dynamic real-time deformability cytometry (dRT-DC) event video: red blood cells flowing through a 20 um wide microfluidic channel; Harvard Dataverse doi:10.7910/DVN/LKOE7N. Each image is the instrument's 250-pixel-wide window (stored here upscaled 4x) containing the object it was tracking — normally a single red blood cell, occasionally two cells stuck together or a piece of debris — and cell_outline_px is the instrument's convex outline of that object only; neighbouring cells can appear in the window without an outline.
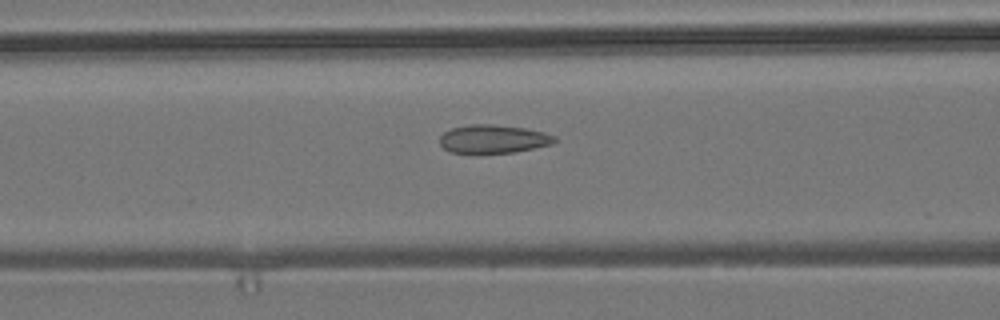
{"species": "common noctule bat (a hibernating species)", "species_latin": "Nyctalus noctula", "temperature_condition": "room temperature", "stored_images_in_passage": 22, "camera_frame_rate_fps": 3000, "um_per_image_px": 0.085, "animal": {"sex": "male", "body_mass_g": 19.2, "forearm_length_mm": 51.8}, "frame": {"image": 1, "passage_image": 13, "time_ms": 4.0, "image_size_px": [1000, 320], "cell_outline_px": [[560, 140], [552, 144], [516, 152], [472, 156], [448, 152], [440, 144], [440, 136], [444, 132], [452, 128], [472, 124], [492, 124], [524, 128], [544, 132], [556, 136]], "centroid_in_image_um": [41.91, 11.86], "position_along_channel_um": 124.7, "area_um2": 19.88}}
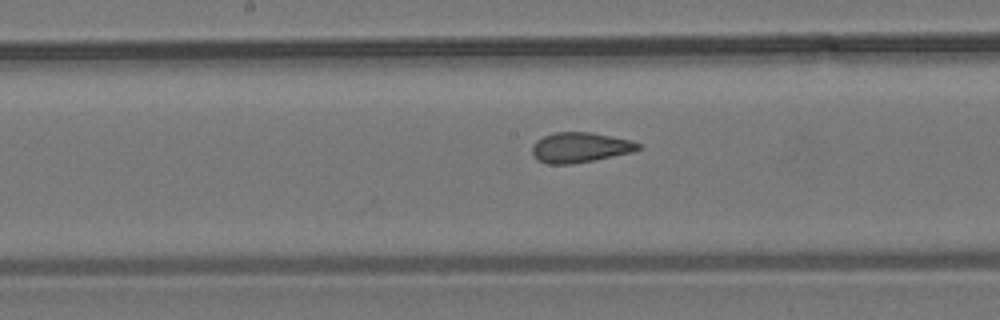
{"frame": {"image": 2, "passage_image": 19, "time_ms": 6.0, "image_size_px": [1000, 320], "cell_outline_px": [[644, 148], [632, 152], [572, 164], [548, 164], [540, 160], [532, 152], [532, 144], [536, 140], [544, 136], [556, 132], [592, 132], [632, 140], [640, 144]], "centroid_in_image_um": [49.34, 12.52], "position_along_channel_um": 198.9, "area_um2": 18.55}}
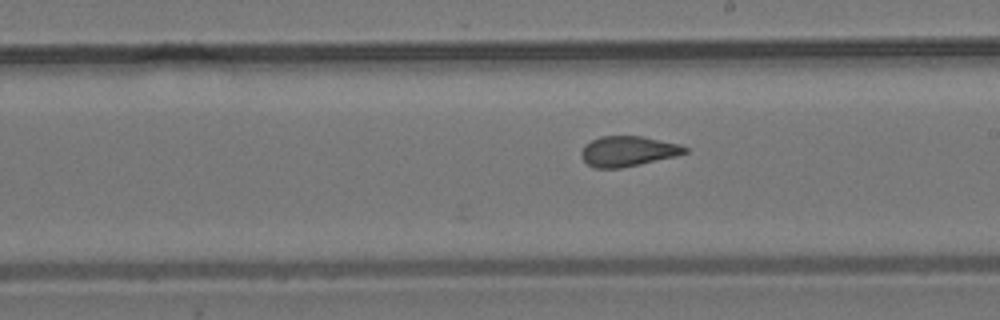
{"frame": {"image": 3, "passage_image": 22, "time_ms": 7.0, "image_size_px": [1000, 320], "cell_outline_px": [[688, 152], [676, 156], [640, 164], [620, 168], [596, 168], [588, 164], [580, 156], [580, 152], [584, 144], [600, 136], [640, 136], [680, 144], [688, 148]], "centroid_in_image_um": [53.36, 12.85], "position_along_channel_um": 235.6, "area_um2": 18.26}}